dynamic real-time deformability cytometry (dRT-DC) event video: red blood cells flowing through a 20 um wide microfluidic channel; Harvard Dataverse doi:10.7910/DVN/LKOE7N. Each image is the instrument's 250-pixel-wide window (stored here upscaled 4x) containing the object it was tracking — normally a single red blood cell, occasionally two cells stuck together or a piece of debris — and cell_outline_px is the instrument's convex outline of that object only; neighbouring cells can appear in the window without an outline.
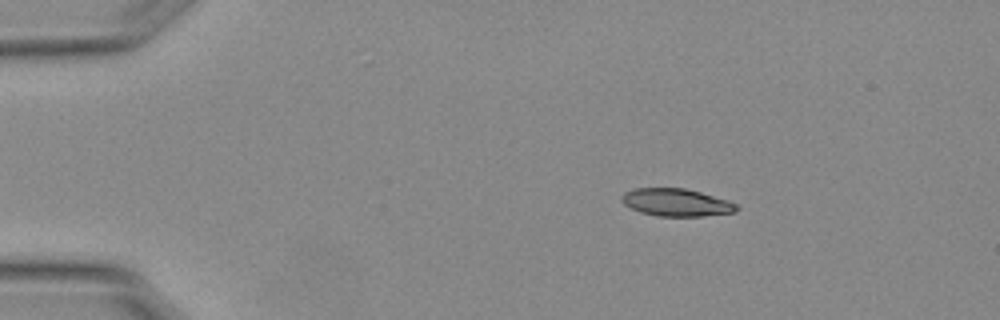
{"species": "Egyptian fruit bat (a non-hibernating species)", "species_latin": "Rousettus aegyptiacus", "temperature_condition": "warm", "stored_images_in_passage": 7, "camera_frame_rate_fps": 3000, "um_per_image_px": 0.085, "animal": {"sex": "female"}, "frame": {"image": 1, "passage_image": 1, "time_ms": 0.0, "image_size_px": [1000, 320], "cell_outline_px": [[740, 208], [736, 212], [704, 216], [656, 216], [640, 212], [624, 204], [620, 200], [620, 196], [624, 192], [636, 188], [684, 188], [700, 192], [728, 200], [736, 204]], "centroid_in_image_um": [57.48, 17.21], "position_along_channel_um": 27.5, "area_um2": 18.55}}